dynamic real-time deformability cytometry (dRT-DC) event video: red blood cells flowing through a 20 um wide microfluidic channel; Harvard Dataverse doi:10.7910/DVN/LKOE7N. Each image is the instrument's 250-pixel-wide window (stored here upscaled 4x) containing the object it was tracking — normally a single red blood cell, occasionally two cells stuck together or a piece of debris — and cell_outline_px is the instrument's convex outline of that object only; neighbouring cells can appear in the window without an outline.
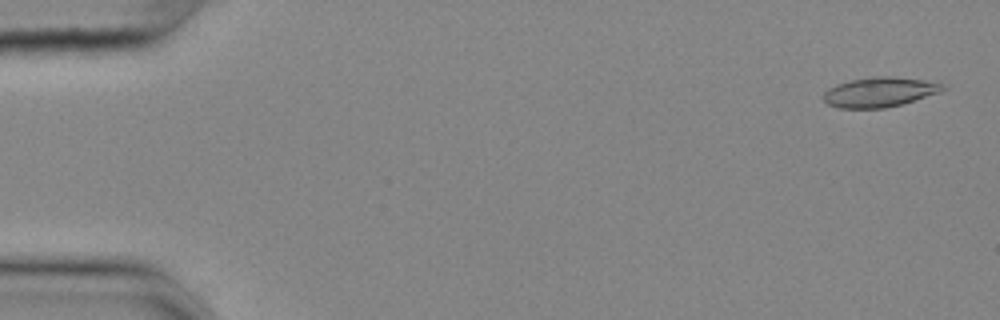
{"species": "common noctule bat (a hibernating species)", "species_latin": "Nyctalus noctula", "temperature_condition": "cold", "stored_images_in_passage": 55, "camera_frame_rate_fps": 3000, "um_per_image_px": 0.085, "animal": {"sex": "female", "body_mass_g": 25.1}, "frame": {"image": 1, "passage_image": 2, "time_ms": 0.333, "image_size_px": [1000, 320], "cell_outline_px": [[948, 88], [940, 92], [900, 104], [884, 108], [840, 108], [828, 104], [824, 100], [824, 92], [828, 88], [836, 84], [852, 80], [872, 76], [892, 76], [924, 80], [944, 84]], "centroid_in_image_um": [74.77, 7.81], "position_along_channel_um": 10.2, "area_um2": 20.58}}
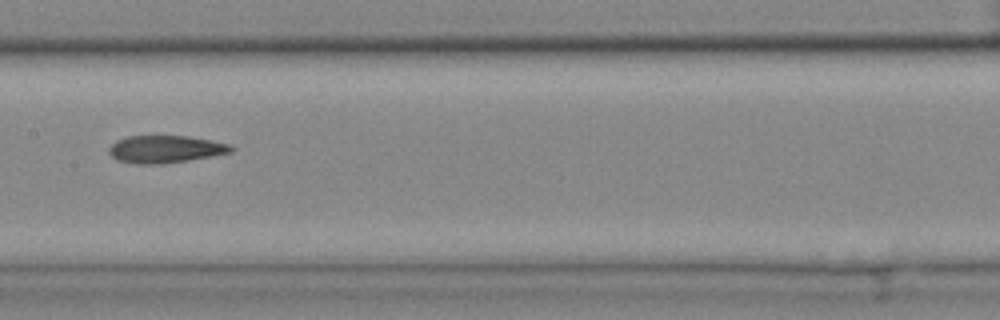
{"frame": {"image": 2, "passage_image": 28, "time_ms": 9.0, "image_size_px": [1000, 320], "cell_outline_px": [[236, 148], [232, 152], [212, 156], [188, 160], [160, 164], [136, 164], [116, 160], [108, 152], [108, 148], [116, 140], [128, 136], [188, 136], [212, 140], [232, 144]], "centroid_in_image_um": [14.08, 12.68], "position_along_channel_um": 193.3, "area_um2": 19.71}}
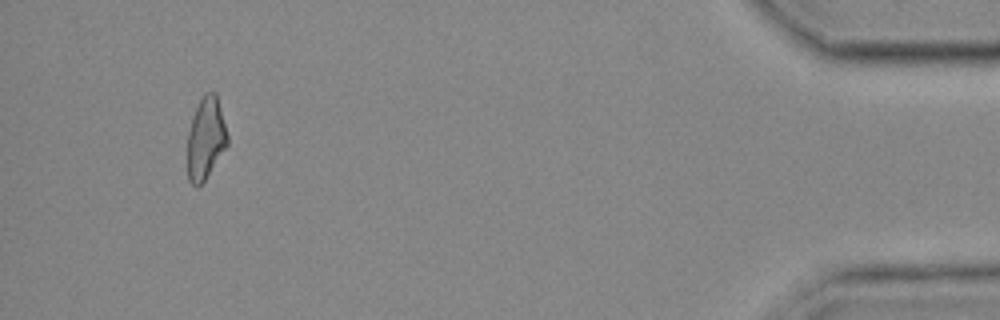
{"frame": {"image": 3, "passage_image": 52, "time_ms": 17.0, "image_size_px": [1000, 320], "cell_outline_px": [[228, 144], [204, 180], [196, 188], [188, 180], [188, 132], [196, 108], [204, 92], [216, 92], [228, 136]], "centroid_in_image_um": [17.49, 11.75], "position_along_channel_um": 417.7, "area_um2": 18.79}, "authors_computed_cell_mechanics": {"area_um2": 20.23, "velocity_mm_per_s": 3.6685, "shape_relaxation_time_tau1_ms": null, "shape_relaxation_time_tau2_ms": 3.8743, "deformation_change_tau1": null, "deformation_change_tau2": 0.1255}}